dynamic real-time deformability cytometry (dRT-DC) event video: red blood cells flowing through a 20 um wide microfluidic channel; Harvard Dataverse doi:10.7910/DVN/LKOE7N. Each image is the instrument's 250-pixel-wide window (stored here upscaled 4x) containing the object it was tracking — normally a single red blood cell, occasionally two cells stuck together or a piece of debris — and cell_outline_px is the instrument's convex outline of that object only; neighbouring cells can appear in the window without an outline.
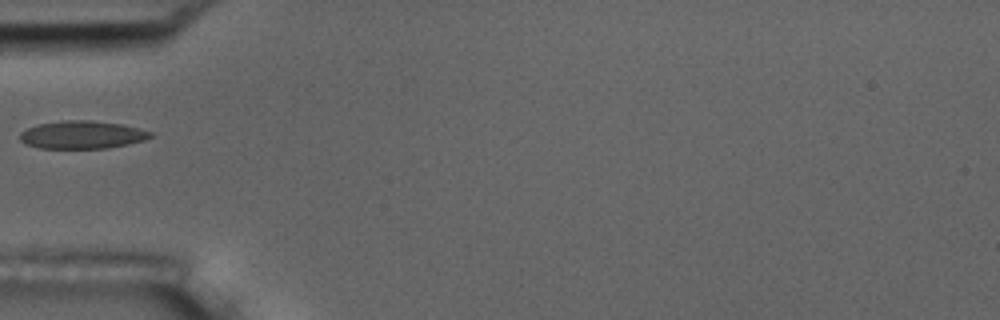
{"species": "common noctule bat (a hibernating species)", "species_latin": "Nyctalus noctula", "temperature_condition": "room temperature", "stored_images_in_passage": 2, "camera_frame_rate_fps": 3000, "um_per_image_px": 0.085, "animal": {"sex": "male", "body_mass_g": 17.5, "forearm_length_mm": 52.3}, "frame": {"image": 1, "passage_image": 1, "time_ms": 0.0, "image_size_px": [1000, 320], "cell_outline_px": [[152, 136], [144, 140], [128, 144], [104, 148], [40, 148], [28, 144], [20, 140], [20, 132], [28, 128], [40, 124], [64, 120], [92, 120], [124, 124], [152, 132]], "centroid_in_image_um": [7.0, 11.45], "position_along_channel_um": 78.0, "area_um2": 21.04}}